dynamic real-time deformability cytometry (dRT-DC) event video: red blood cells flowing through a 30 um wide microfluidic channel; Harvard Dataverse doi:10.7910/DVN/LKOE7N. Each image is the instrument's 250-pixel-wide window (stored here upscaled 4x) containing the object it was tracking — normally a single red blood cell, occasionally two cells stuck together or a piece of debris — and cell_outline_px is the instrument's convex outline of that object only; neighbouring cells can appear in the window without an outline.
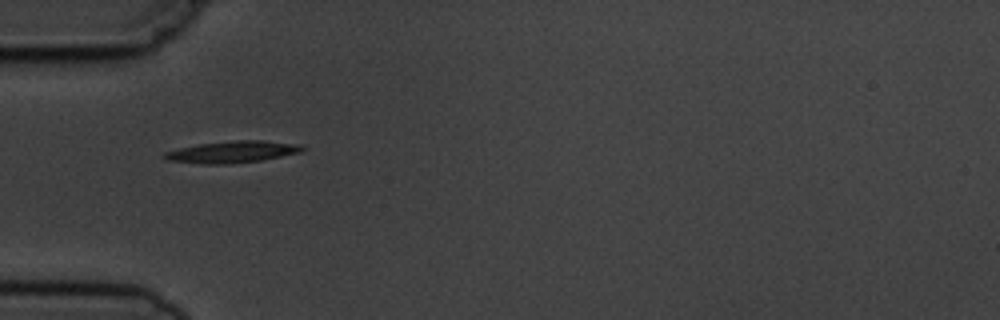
{"species": "common noctule bat (a hibernating species)", "species_latin": "Nyctalus noctula", "temperature_condition": "cold", "stored_images_in_passage": 11, "camera_frame_rate_fps": 3000, "um_per_image_px": 0.085, "animal": {"sex": "male", "body_mass_g": 19.5, "forearm_length_mm": 54.6}, "frame": {"image": 1, "passage_image": 1, "time_ms": 0.0, "image_size_px": [1000, 320], "cell_outline_px": [[308, 148], [300, 152], [260, 160], [228, 164], [204, 164], [168, 160], [160, 156], [164, 152], [180, 148], [200, 144], [236, 140], [264, 140], [300, 144]], "centroid_in_image_um": [19.76, 12.9], "position_along_channel_um": 65.2, "area_um2": 17.4}}
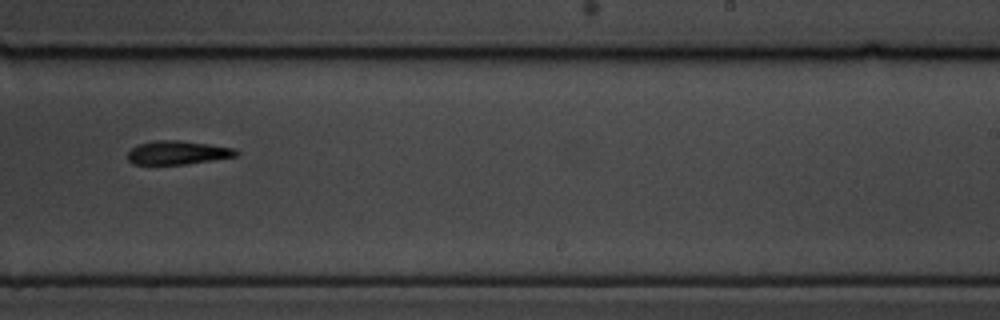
{"frame": {"image": 2, "passage_image": 6, "time_ms": 5.667, "image_size_px": [1000, 320], "cell_outline_px": [[240, 152], [236, 156], [212, 160], [184, 164], [132, 164], [128, 160], [128, 152], [132, 148], [140, 144], [152, 140], [180, 140], [236, 148]], "centroid_in_image_um": [15.11, 12.96], "position_along_channel_um": 273.9, "area_um2": 14.91}}
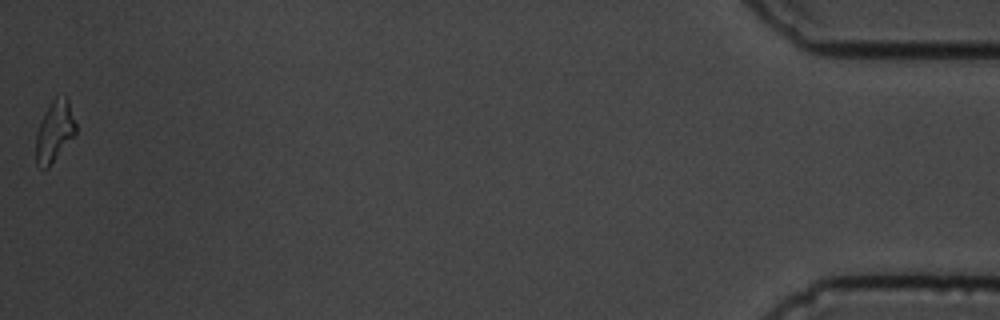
{"frame": {"image": 3, "passage_image": 11, "time_ms": 12.333, "image_size_px": [1000, 320], "cell_outline_px": [[76, 136], [48, 168], [44, 168], [36, 164], [36, 132], [44, 112], [52, 100], [56, 96], [64, 96], [68, 100], [76, 124]], "centroid_in_image_um": [4.65, 11.18], "position_along_channel_um": 430.6, "area_um2": 14.33}, "authors_computed_cell_mechanics": {"area_um2": 15.4904, "velocity_mm_per_s": 3.7291, "shape_relaxation_time_tau1_ms": 3.1397, "shape_relaxation_time_tau2_ms": null, "deformation_change_tau1": 0.1525, "deformation_change_tau2": null}}